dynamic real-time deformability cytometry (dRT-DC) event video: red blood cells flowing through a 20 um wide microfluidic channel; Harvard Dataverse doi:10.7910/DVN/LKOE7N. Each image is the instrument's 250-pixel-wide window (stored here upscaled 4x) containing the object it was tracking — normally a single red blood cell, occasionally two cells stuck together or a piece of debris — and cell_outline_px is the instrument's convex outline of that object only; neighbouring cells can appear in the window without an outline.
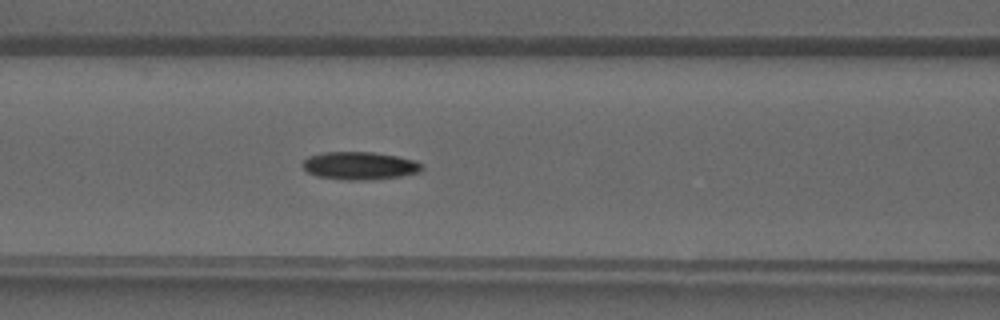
{"species": "common noctule bat (a hibernating species)", "species_latin": "Nyctalus noctula", "temperature_condition": "warm", "stored_images_in_passage": 42, "segment_of_instrument_passage": [1, 2], "camera_frame_rate_fps": 3000, "um_per_image_px": 0.085, "animal": {"sex": "male", "forearm_length_mm": 52.5}, "frame": {"image": 1, "passage_image": 18, "time_ms": 5.667, "image_size_px": [1000, 320], "cell_outline_px": [[424, 168], [420, 172], [400, 176], [368, 180], [348, 180], [316, 176], [308, 172], [300, 164], [308, 156], [324, 152], [372, 152], [396, 156], [416, 160]], "centroid_in_image_um": [30.56, 14.08], "position_along_channel_um": 136.0, "area_um2": 19.36}}
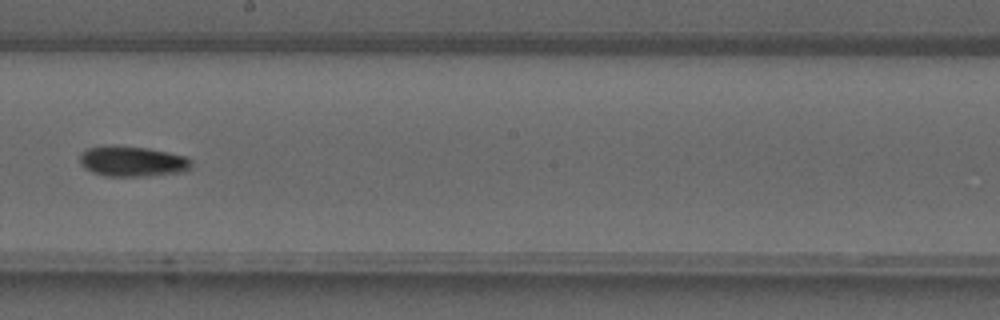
{"frame": {"image": 2, "passage_image": 24, "time_ms": 7.667, "image_size_px": [1000, 320], "cell_outline_px": [[192, 168], [180, 172], [148, 176], [104, 176], [92, 172], [84, 168], [80, 164], [80, 152], [88, 148], [112, 144], [148, 148], [168, 152], [184, 156], [192, 160]], "centroid_in_image_um": [11.22, 13.7], "position_along_channel_um": 237.0, "area_um2": 20.06}}
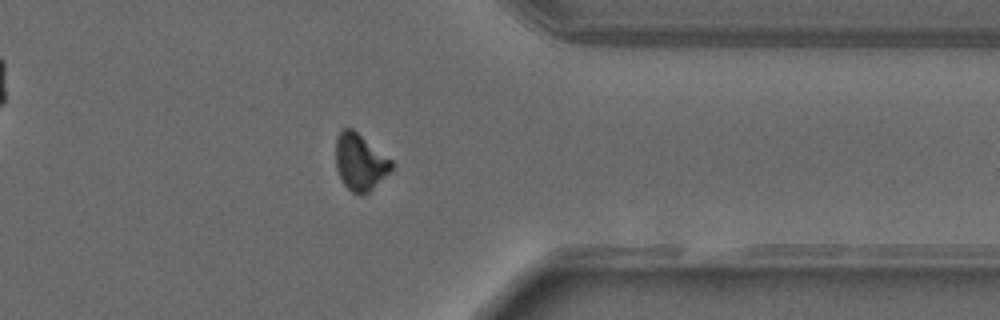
{"frame": {"image": 3, "passage_image": 33, "time_ms": 10.667, "image_size_px": [1000, 320], "cell_outline_px": [[392, 168], [364, 196], [360, 196], [352, 192], [344, 184], [336, 168], [336, 136], [344, 128], [352, 128], [392, 160]], "centroid_in_image_um": [30.58, 13.77], "position_along_channel_um": 380.8, "area_um2": 18.09}}